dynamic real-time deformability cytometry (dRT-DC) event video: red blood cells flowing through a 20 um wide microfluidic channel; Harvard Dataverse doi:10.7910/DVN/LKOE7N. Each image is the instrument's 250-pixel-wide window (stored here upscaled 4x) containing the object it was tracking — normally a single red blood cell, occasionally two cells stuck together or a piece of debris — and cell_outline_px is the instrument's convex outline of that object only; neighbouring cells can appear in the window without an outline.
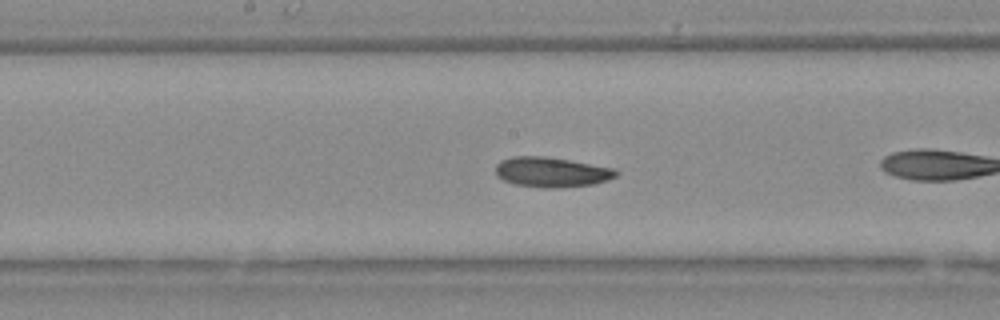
{"species": "Egyptian fruit bat (a non-hibernating species)", "species_latin": "Rousettus aegyptiacus", "temperature_condition": "warm", "stored_images_in_passage": 24, "camera_frame_rate_fps": 3000, "um_per_image_px": 0.085, "animal": {"sex": "female"}, "frame": {"image": 1, "passage_image": 8, "time_ms": 2.333, "image_size_px": [1000, 320], "cell_outline_px": [[620, 172], [616, 176], [608, 180], [596, 184], [556, 188], [544, 188], [516, 184], [504, 180], [496, 176], [496, 164], [500, 160], [512, 156], [548, 156], [616, 168]], "centroid_in_image_um": [46.91, 14.62], "position_along_channel_um": 201.3, "area_um2": 21.39}}